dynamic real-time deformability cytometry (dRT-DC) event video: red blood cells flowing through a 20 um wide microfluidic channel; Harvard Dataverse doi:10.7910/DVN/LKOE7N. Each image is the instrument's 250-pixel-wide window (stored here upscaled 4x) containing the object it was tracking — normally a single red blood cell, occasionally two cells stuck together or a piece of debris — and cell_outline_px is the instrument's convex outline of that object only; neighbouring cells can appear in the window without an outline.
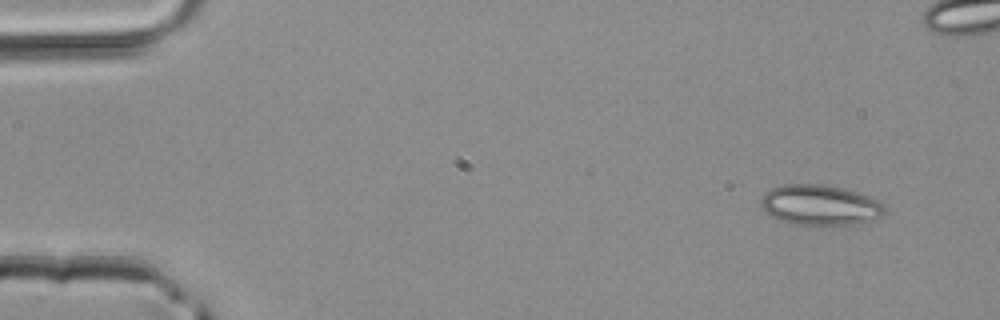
{"species": "common noctule bat (a hibernating species)", "species_latin": "Nyctalus noctula", "temperature_condition": "room temperature", "stored_images_in_passage": 4, "camera_frame_rate_fps": 3000, "um_per_image_px": 0.085, "animal": {"sex": "male", "body_mass_g": 20.4}, "frame": {"image": 1, "passage_image": 1, "time_ms": 0.0, "image_size_px": [1000, 320], "cell_outline_px": [[884, 212], [880, 216], [856, 224], [788, 224], [764, 212], [760, 208], [760, 200], [764, 192], [772, 188], [784, 184], [824, 184], [856, 192], [868, 196], [884, 204]], "centroid_in_image_um": [69.62, 17.42], "position_along_channel_um": 15.4, "area_um2": 28.9}}